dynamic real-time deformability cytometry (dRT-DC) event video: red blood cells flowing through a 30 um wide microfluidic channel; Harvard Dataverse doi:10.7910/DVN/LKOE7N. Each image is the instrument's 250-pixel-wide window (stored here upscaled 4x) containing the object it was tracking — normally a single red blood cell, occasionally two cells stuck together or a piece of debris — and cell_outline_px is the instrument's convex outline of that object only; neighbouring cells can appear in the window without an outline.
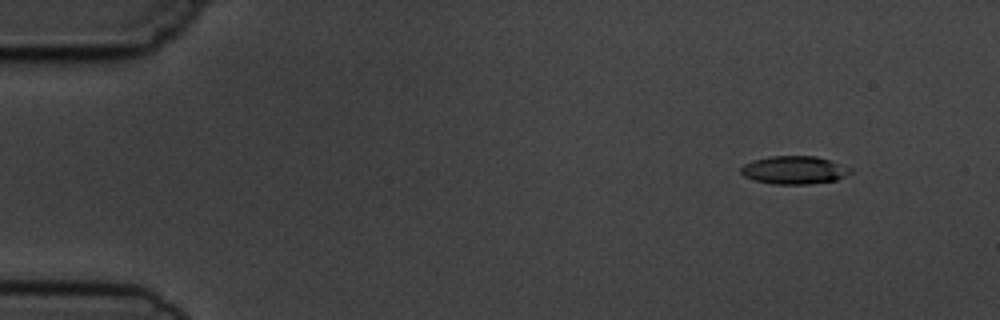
{"species": "common noctule bat (a hibernating species)", "species_latin": "Nyctalus noctula", "temperature_condition": "cold", "stored_images_in_passage": 4, "camera_frame_rate_fps": 3000, "um_per_image_px": 0.085, "animal": {"sex": "male", "body_mass_g": 19.5, "forearm_length_mm": 54.6}, "frame": {"image": 1, "passage_image": 1, "time_ms": 0.0, "image_size_px": [1000, 320], "cell_outline_px": [[852, 172], [836, 180], [808, 184], [772, 184], [756, 180], [744, 176], [740, 172], [740, 168], [744, 164], [752, 160], [768, 156], [816, 156], [832, 160], [852, 168]], "centroid_in_image_um": [67.51, 14.44], "position_along_channel_um": 17.5, "area_um2": 18.03}}
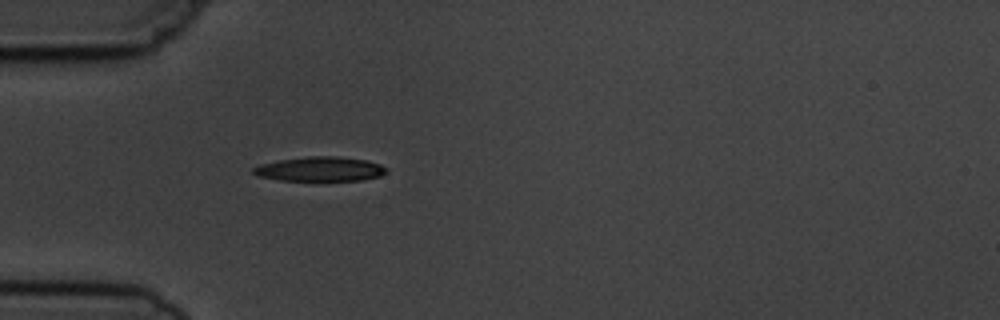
{"frame": {"image": 2, "passage_image": 4, "time_ms": 3.667, "image_size_px": [1000, 320], "cell_outline_px": [[388, 172], [380, 176], [360, 180], [280, 180], [256, 176], [252, 172], [252, 168], [260, 164], [280, 160], [308, 156], [340, 156], [364, 160], [380, 164], [388, 168]], "centroid_in_image_um": [27.2, 14.36], "position_along_channel_um": 57.8, "area_um2": 18.96}}